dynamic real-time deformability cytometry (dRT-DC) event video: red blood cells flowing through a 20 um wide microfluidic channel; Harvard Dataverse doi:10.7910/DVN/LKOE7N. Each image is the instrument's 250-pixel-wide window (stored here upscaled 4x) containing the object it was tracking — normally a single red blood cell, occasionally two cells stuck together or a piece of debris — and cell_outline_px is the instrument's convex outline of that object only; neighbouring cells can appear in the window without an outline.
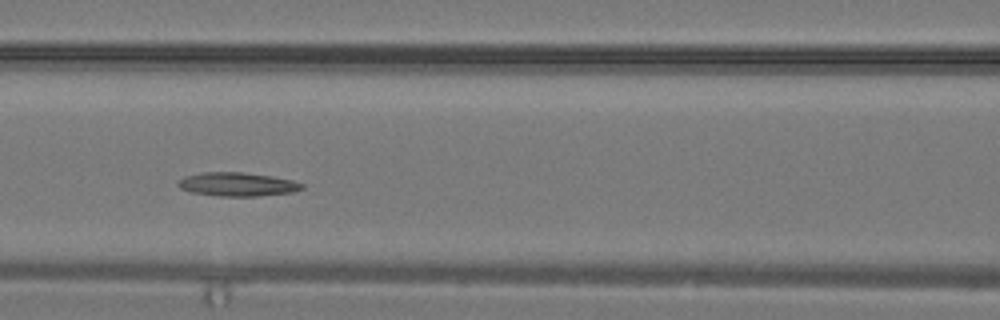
{"species": "common noctule bat (a hibernating species)", "species_latin": "Nyctalus noctula", "temperature_condition": "warm", "stored_images_in_passage": 23, "camera_frame_rate_fps": 3000, "um_per_image_px": 0.085, "animal": {"sex": "male", "body_mass_g": 19.2, "forearm_length_mm": 51.8}, "frame": {"image": 1, "passage_image": 10, "time_ms": 3.0, "image_size_px": [1000, 320], "cell_outline_px": [[304, 188], [292, 192], [256, 196], [220, 196], [192, 192], [180, 188], [176, 184], [184, 176], [200, 172], [244, 172], [272, 176], [292, 180], [304, 184]], "centroid_in_image_um": [20.17, 15.65], "position_along_channel_um": 146.4, "area_um2": 17.11}}
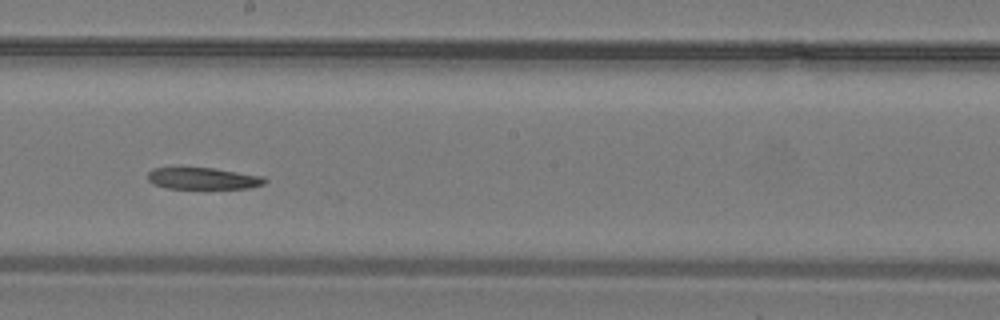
{"frame": {"image": 2, "passage_image": 14, "time_ms": 4.333, "image_size_px": [1000, 320], "cell_outline_px": [[268, 180], [264, 184], [248, 188], [168, 188], [152, 184], [148, 180], [148, 172], [152, 168], [212, 168], [264, 176]], "centroid_in_image_um": [17.27, 15.17], "position_along_channel_um": 230.9, "area_um2": 14.68}}
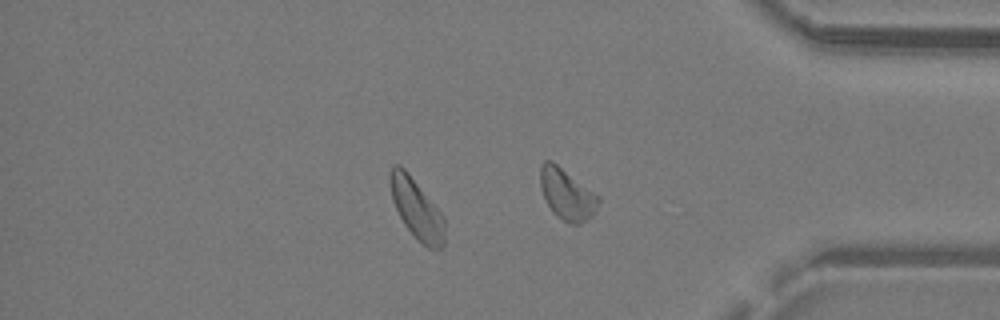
{"frame": {"image": 3, "passage_image": 22, "time_ms": 7.0, "image_size_px": [1000, 320], "cell_outline_px": [[444, 244], [440, 248], [428, 248], [404, 224], [392, 200], [388, 180], [388, 172], [392, 164], [400, 164], [408, 172], [444, 216]], "centroid_in_image_um": [35.37, 17.67], "position_along_channel_um": 399.8, "area_um2": 18.9}}